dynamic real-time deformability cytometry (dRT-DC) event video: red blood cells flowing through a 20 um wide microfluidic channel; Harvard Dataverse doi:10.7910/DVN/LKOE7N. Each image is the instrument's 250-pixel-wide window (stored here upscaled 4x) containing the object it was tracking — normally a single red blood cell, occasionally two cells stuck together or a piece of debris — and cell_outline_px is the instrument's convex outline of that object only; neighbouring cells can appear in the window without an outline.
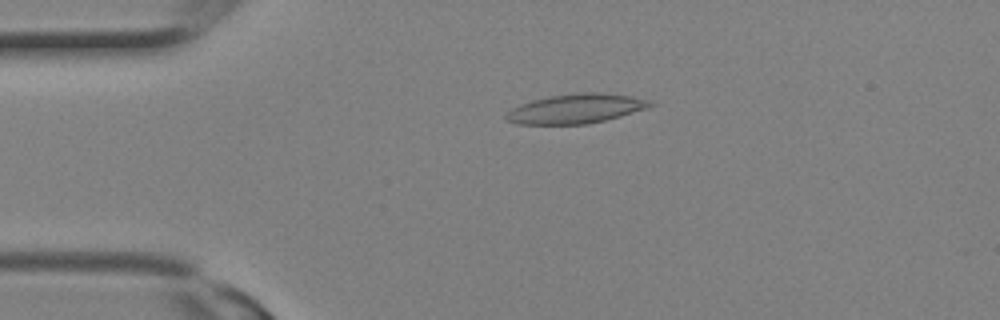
{"species": "Egyptian fruit bat (a non-hibernating species)", "species_latin": "Rousettus aegyptiacus", "temperature_condition": "room temperature", "stored_images_in_passage": 2, "camera_frame_rate_fps": 3000, "um_per_image_px": 0.085, "animal": {"sex": "female"}, "frame": {"image": 1, "passage_image": 2, "time_ms": 0.333, "image_size_px": [1000, 320], "cell_outline_px": [[656, 104], [648, 108], [620, 116], [588, 124], [516, 124], [508, 120], [504, 116], [512, 108], [520, 104], [532, 100], [552, 96], [580, 92], [600, 92], [632, 96], [652, 100]], "centroid_in_image_um": [49.0, 9.23], "position_along_channel_um": 36.0, "area_um2": 24.74}}